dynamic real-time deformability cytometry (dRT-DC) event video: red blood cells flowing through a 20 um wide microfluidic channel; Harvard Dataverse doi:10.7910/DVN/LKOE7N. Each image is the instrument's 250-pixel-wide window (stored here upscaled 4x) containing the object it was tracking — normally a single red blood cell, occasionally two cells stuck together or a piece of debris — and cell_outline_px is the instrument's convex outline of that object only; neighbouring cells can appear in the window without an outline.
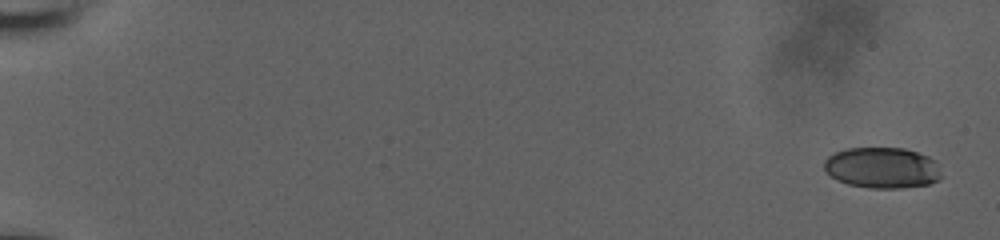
{"species": "human", "species_latin": "Homo sapiens", "temperature_condition": "room temperature", "stored_images_in_passage": 11, "camera_frame_rate_fps": 3000, "um_per_image_px": 0.085, "donor": {"sex": "male"}, "frame": {"image": 1, "passage_image": 1, "time_ms": 0.0, "image_size_px": [1000, 240], "cell_outline_px": [[940, 176], [936, 180], [928, 184], [900, 188], [868, 188], [848, 184], [832, 176], [824, 168], [824, 160], [828, 156], [836, 152], [848, 148], [904, 148], [928, 156], [936, 160]], "centroid_in_image_um": [74.98, 14.25], "position_along_channel_um": 10.0, "area_um2": 27.69}}
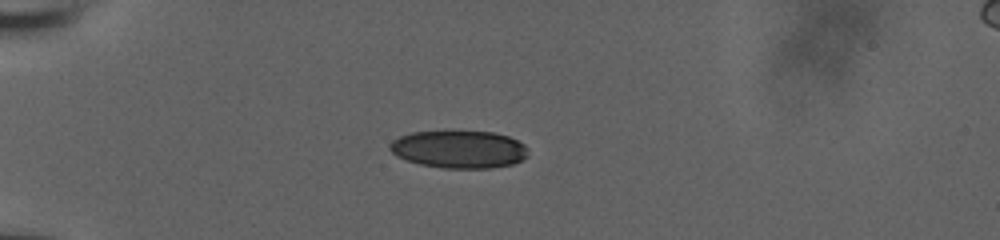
{"frame": {"image": 2, "passage_image": 7, "time_ms": 2.0, "image_size_px": [1000, 240], "cell_outline_px": [[528, 156], [512, 164], [492, 168], [444, 168], [420, 164], [396, 156], [388, 148], [388, 144], [392, 140], [400, 136], [412, 132], [492, 132], [508, 136], [524, 144]], "centroid_in_image_um": [38.99, 12.7], "position_along_channel_um": 46.0, "area_um2": 30.06}}
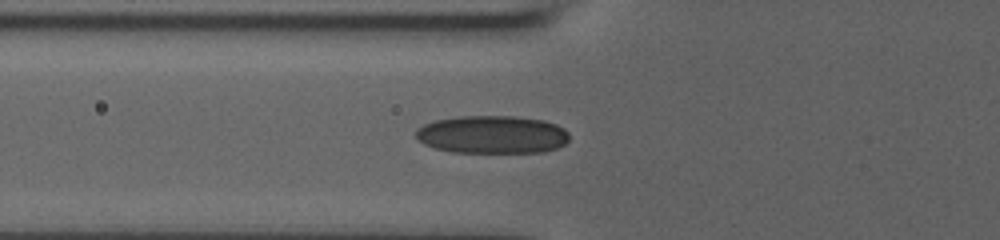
{"frame": {"image": 3, "passage_image": 10, "time_ms": 3.0, "image_size_px": [1000, 240], "cell_outline_px": [[568, 140], [564, 144], [556, 148], [544, 152], [452, 152], [436, 148], [424, 144], [416, 136], [416, 128], [424, 124], [436, 120], [460, 116], [512, 116], [544, 120], [556, 124], [564, 128], [568, 132]], "centroid_in_image_um": [41.85, 11.43], "position_along_channel_um": 84.0, "area_um2": 33.87}}